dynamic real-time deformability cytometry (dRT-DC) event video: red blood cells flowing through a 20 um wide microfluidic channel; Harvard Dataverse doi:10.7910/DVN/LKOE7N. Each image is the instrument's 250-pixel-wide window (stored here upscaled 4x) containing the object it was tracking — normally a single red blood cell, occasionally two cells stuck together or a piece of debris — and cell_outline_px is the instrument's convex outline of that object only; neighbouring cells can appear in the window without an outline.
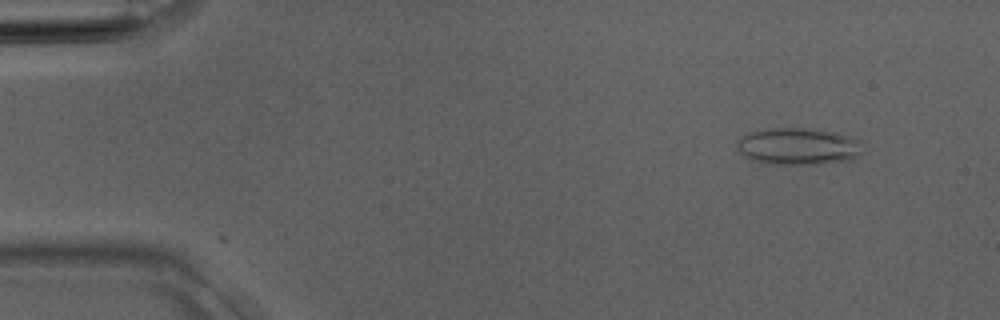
{"species": "Egyptian fruit bat (a non-hibernating species)", "species_latin": "Rousettus aegyptiacus", "temperature_condition": "room temperature", "stored_images_in_passage": 4, "camera_frame_rate_fps": 3000, "um_per_image_px": 0.085, "animal": {"sex": "male"}, "frame": {"image": 1, "passage_image": 2, "time_ms": 0.333, "image_size_px": [1000, 320], "cell_outline_px": [[860, 152], [856, 156], [848, 160], [820, 164], [768, 164], [756, 160], [740, 152], [736, 148], [736, 140], [748, 132], [772, 128], [816, 128], [836, 132], [860, 140]], "centroid_in_image_um": [67.83, 12.42], "position_along_channel_um": 17.2, "area_um2": 26.99}}